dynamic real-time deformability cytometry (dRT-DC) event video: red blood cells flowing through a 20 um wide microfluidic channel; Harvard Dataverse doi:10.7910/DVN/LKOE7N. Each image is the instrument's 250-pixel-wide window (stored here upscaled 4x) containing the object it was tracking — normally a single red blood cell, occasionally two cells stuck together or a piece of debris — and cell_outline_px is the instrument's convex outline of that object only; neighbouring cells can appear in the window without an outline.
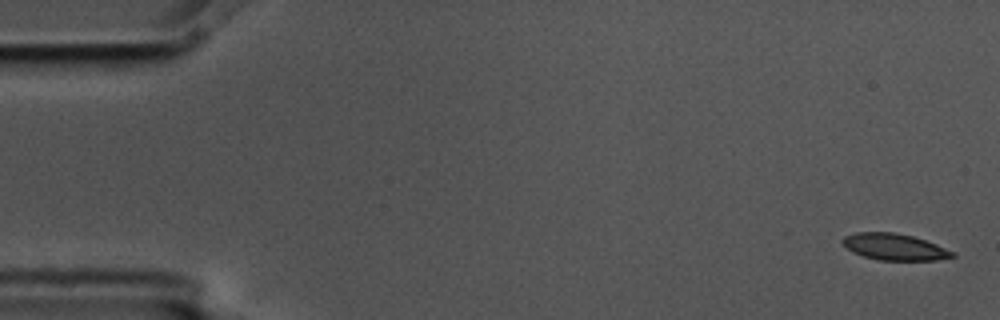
{"species": "common noctule bat (a hibernating species)", "species_latin": "Nyctalus noctula", "temperature_condition": "cold", "stored_images_in_passage": 5, "camera_frame_rate_fps": 3000, "um_per_image_px": 0.085, "animal": {"sex": "male", "body_mass_g": 17.5, "forearm_length_mm": 52.3}, "frame": {"image": 1, "passage_image": 1, "time_ms": 0.0, "image_size_px": [1000, 320], "cell_outline_px": [[956, 256], [936, 260], [880, 260], [864, 256], [852, 252], [840, 240], [844, 236], [856, 232], [896, 232], [912, 236], [936, 244], [956, 252]], "centroid_in_image_um": [76.04, 20.98], "position_along_channel_um": 9.0, "area_um2": 16.94}}
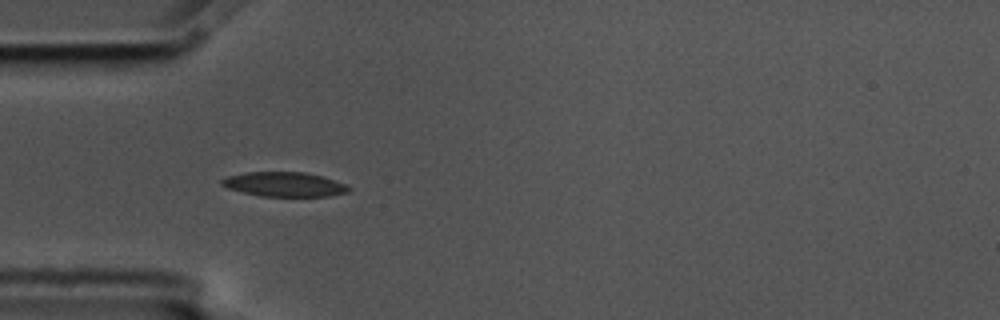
{"frame": {"image": 2, "passage_image": 4, "time_ms": 1.0, "image_size_px": [1000, 320], "cell_outline_px": [[352, 188], [348, 192], [332, 196], [260, 196], [228, 188], [220, 184], [220, 180], [228, 176], [248, 172], [304, 172], [324, 176], [344, 184]], "centroid_in_image_um": [24.19, 15.67], "position_along_channel_um": 60.8, "area_um2": 18.09}}